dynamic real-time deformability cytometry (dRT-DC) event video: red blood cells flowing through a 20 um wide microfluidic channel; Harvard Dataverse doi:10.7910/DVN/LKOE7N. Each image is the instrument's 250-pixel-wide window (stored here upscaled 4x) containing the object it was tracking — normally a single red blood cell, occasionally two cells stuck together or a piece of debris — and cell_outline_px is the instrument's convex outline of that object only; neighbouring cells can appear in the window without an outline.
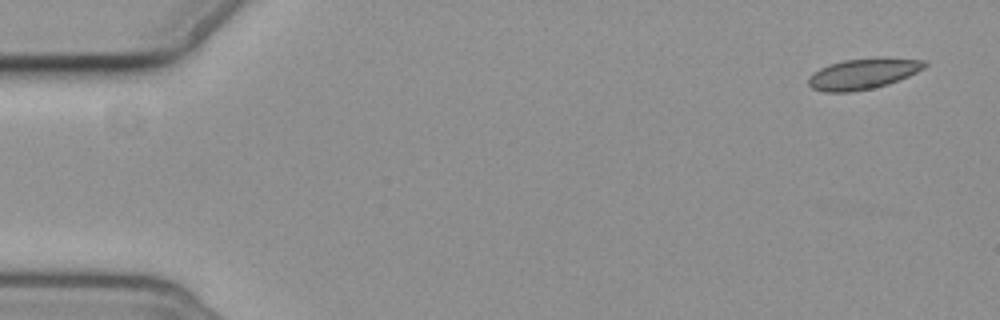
{"species": "common noctule bat (a hibernating species)", "species_latin": "Nyctalus noctula", "temperature_condition": "cold", "stored_images_in_passage": 8, "camera_frame_rate_fps": 3000, "um_per_image_px": 0.085, "animal": {"sex": "female", "body_mass_g": 19.3, "forearm_length_mm": 54.1}, "frame": {"image": 1, "passage_image": 1, "time_ms": 0.0, "image_size_px": [1000, 320], "cell_outline_px": [[928, 64], [924, 68], [908, 76], [888, 84], [872, 88], [852, 92], [824, 92], [812, 88], [808, 84], [808, 76], [820, 68], [828, 64], [844, 60], [880, 56], [884, 56], [928, 60]], "centroid_in_image_um": [73.39, 6.24], "position_along_channel_um": 11.6, "area_um2": 21.27}}
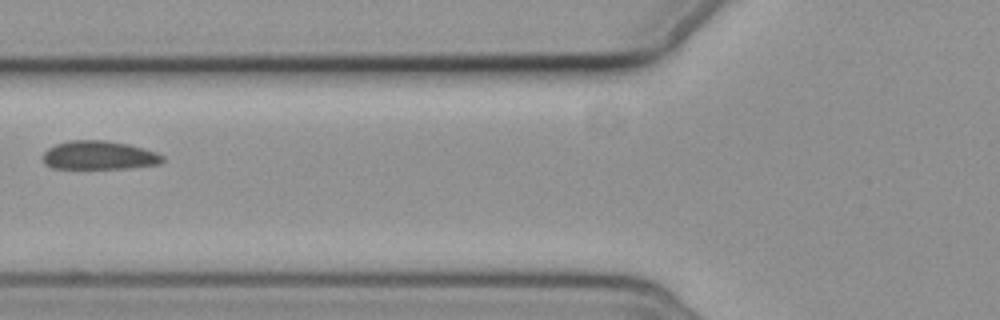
{"frame": {"image": 2, "passage_image": 6, "time_ms": 6.667, "image_size_px": [1000, 320], "cell_outline_px": [[164, 160], [160, 164], [132, 168], [52, 168], [44, 164], [40, 156], [48, 148], [56, 144], [68, 140], [104, 140], [128, 144], [144, 148], [156, 152], [164, 156]], "centroid_in_image_um": [8.4, 13.2], "position_along_channel_um": 117.4, "area_um2": 20.23}}
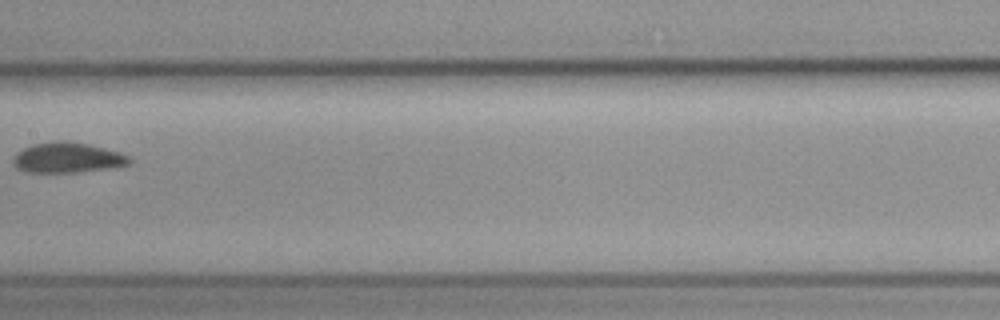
{"frame": {"image": 3, "passage_image": 8, "time_ms": 9.0, "image_size_px": [1000, 320], "cell_outline_px": [[132, 164], [108, 168], [76, 172], [28, 172], [16, 168], [12, 164], [12, 160], [24, 148], [32, 144], [56, 140], [60, 140], [88, 144], [120, 152], [128, 156], [132, 160]], "centroid_in_image_um": [5.74, 13.4], "position_along_channel_um": 201.7, "area_um2": 20.4}}